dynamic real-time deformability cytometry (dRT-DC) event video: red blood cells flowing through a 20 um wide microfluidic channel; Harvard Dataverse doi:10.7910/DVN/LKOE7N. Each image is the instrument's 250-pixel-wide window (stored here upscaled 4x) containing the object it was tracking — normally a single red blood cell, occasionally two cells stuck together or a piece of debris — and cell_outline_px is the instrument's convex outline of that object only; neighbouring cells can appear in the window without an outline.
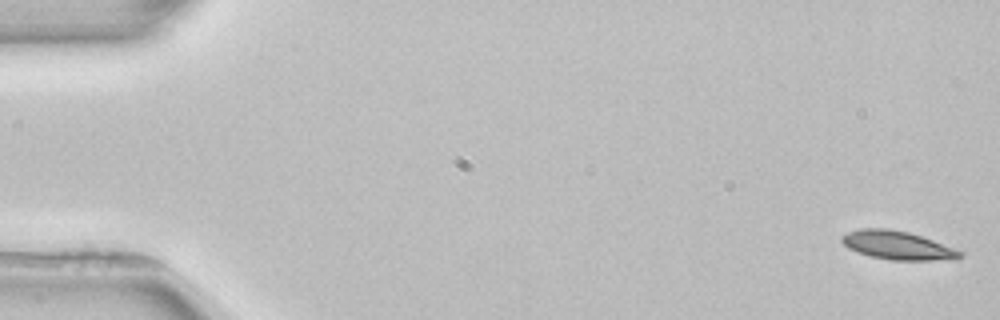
{"species": "common noctule bat (a hibernating species)", "species_latin": "Nyctalus noctula", "temperature_condition": "room temperature", "stored_images_in_passage": 4, "camera_frame_rate_fps": 3000, "um_per_image_px": 0.085, "animal": {"sex": "female", "body_mass_g": 22.7, "forearm_length_mm": 54.2}, "frame": {"image": 1, "passage_image": 1, "time_ms": 0.0, "image_size_px": [1000, 320], "cell_outline_px": [[964, 256], [956, 260], [892, 260], [868, 256], [848, 248], [840, 240], [840, 236], [848, 232], [860, 228], [888, 228], [908, 232], [932, 240], [964, 252]], "centroid_in_image_um": [76.29, 20.86], "position_along_channel_um": 8.7, "area_um2": 19.77}}
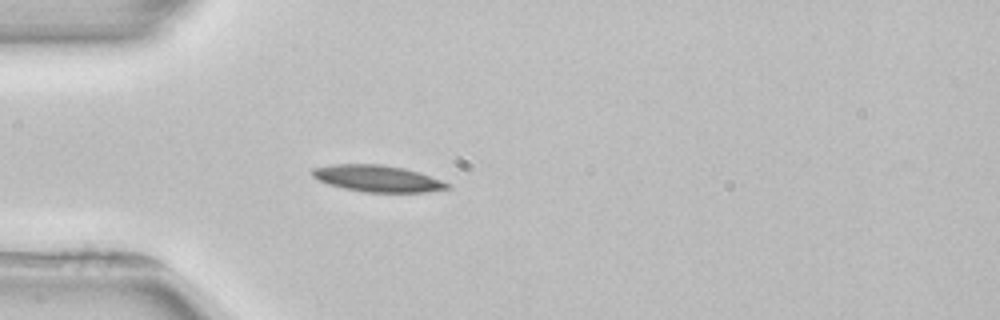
{"frame": {"image": 2, "passage_image": 4, "time_ms": 4.667, "image_size_px": [1000, 320], "cell_outline_px": [[452, 188], [428, 192], [364, 192], [344, 188], [328, 184], [312, 176], [312, 168], [332, 164], [380, 164], [404, 168], [420, 172], [452, 184]], "centroid_in_image_um": [32.14, 15.17], "position_along_channel_um": 52.9, "area_um2": 21.04}}